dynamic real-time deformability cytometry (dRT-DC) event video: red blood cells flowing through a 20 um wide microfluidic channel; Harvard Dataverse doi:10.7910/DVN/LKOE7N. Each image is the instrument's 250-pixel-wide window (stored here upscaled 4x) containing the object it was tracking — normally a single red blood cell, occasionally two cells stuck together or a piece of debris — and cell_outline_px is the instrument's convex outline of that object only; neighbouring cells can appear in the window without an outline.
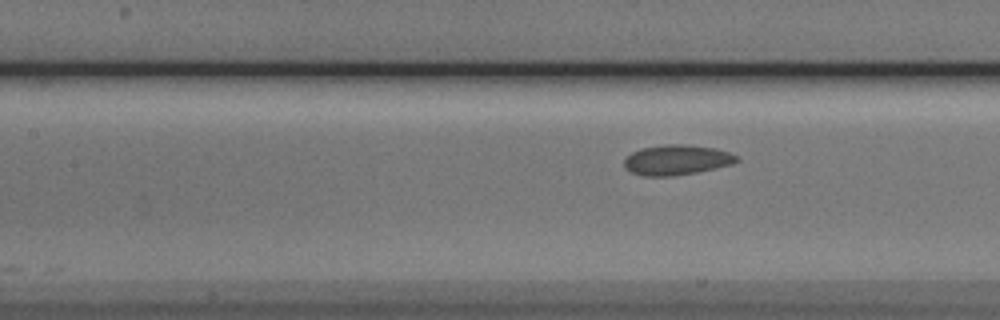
{"species": "Egyptian fruit bat (a non-hibernating species)", "species_latin": "Rousettus aegyptiacus", "temperature_condition": "cold", "stored_images_in_passage": 6, "camera_frame_rate_fps": 3000, "um_per_image_px": 0.085, "animal": {"sex": "male"}, "frame": {"image": 1, "passage_image": 6, "time_ms": 6.0, "image_size_px": [1000, 320], "cell_outline_px": [[740, 160], [732, 164], [716, 168], [696, 172], [672, 176], [644, 176], [632, 172], [624, 168], [624, 160], [632, 152], [640, 148], [664, 144], [684, 144], [716, 148], [728, 152], [736, 156]], "centroid_in_image_um": [57.51, 13.59], "position_along_channel_um": 149.9, "area_um2": 19.77}}